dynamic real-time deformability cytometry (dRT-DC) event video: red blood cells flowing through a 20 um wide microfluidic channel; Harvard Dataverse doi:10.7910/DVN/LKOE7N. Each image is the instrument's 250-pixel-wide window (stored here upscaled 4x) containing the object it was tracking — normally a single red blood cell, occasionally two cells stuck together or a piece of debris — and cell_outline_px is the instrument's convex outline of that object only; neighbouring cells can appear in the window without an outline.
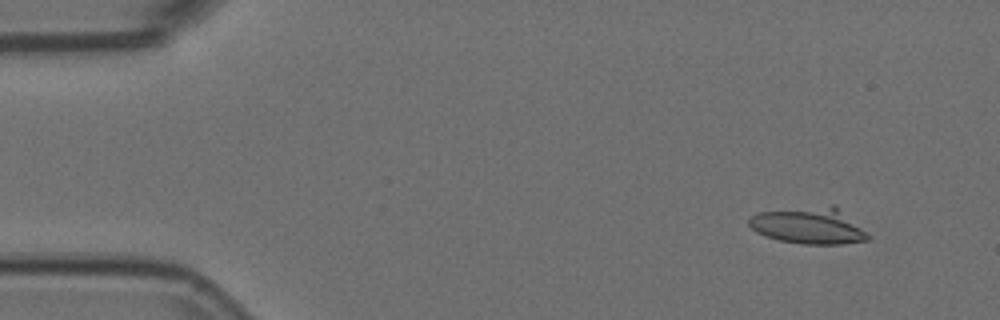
{"species": "Egyptian fruit bat (a non-hibernating species)", "species_latin": "Rousettus aegyptiacus", "temperature_condition": "room temperature", "stored_images_in_passage": 6, "camera_frame_rate_fps": 3000, "um_per_image_px": 0.085, "animal": {"sex": "female"}, "frame": {"image": 1, "passage_image": 1, "time_ms": 0.0, "image_size_px": [1000, 320], "cell_outline_px": [[872, 236], [868, 240], [840, 244], [800, 244], [780, 240], [764, 236], [756, 232], [748, 224], [748, 220], [752, 216], [760, 212], [832, 204], [836, 204]], "centroid_in_image_um": [68.81, 19.18], "position_along_channel_um": 16.2, "area_um2": 25.55}}
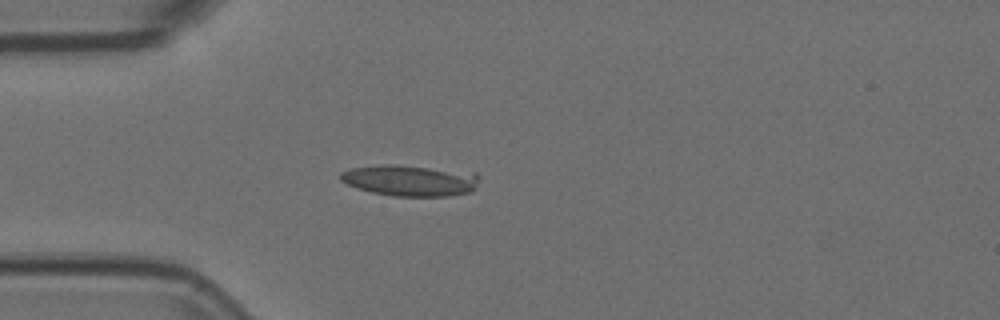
{"frame": {"image": 2, "passage_image": 3, "time_ms": 0.667, "image_size_px": [1000, 320], "cell_outline_px": [[480, 176], [476, 188], [472, 192], [448, 196], [392, 196], [372, 192], [356, 188], [340, 180], [340, 172], [352, 168], [388, 164], [392, 164], [476, 172]], "centroid_in_image_um": [34.91, 15.34], "position_along_channel_um": 50.1, "area_um2": 25.32}}